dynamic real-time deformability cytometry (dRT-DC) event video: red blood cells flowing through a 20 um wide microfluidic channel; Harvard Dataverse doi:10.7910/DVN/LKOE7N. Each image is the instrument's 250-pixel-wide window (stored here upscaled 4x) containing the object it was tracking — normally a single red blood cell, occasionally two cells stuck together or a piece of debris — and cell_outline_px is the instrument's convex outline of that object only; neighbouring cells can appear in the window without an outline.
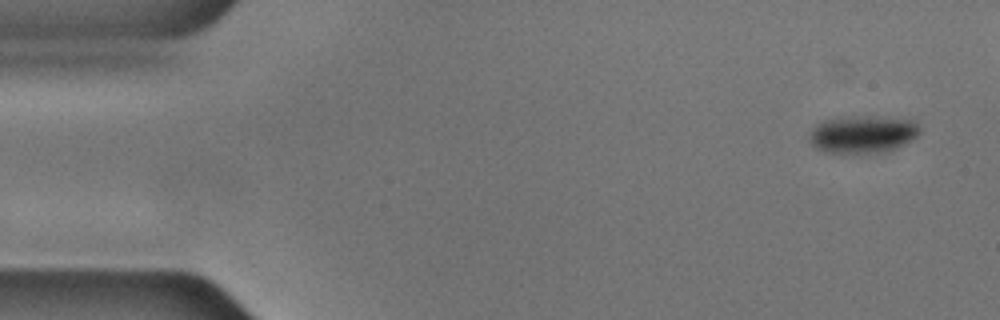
{"species": "common noctule bat (a hibernating species)", "species_latin": "Nyctalus noctula", "temperature_condition": "cold", "stored_images_in_passage": 49, "camera_frame_rate_fps": 3000, "um_per_image_px": 0.085, "animal": {"sex": "male", "body_mass_g": 17.9, "forearm_length_mm": 54.2}, "frame": {"image": 1, "passage_image": 1, "time_ms": 0.0, "image_size_px": [1000, 320], "cell_outline_px": [[920, 132], [912, 140], [896, 148], [884, 152], [824, 152], [816, 148], [808, 140], [808, 136], [812, 128], [816, 124], [824, 120], [872, 116], [916, 120], [920, 124]], "centroid_in_image_um": [73.36, 11.41], "position_along_channel_um": 11.6, "area_um2": 23.93}}
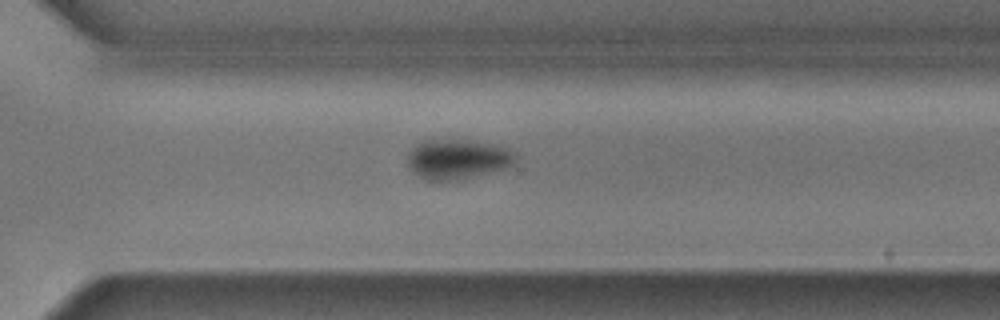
{"frame": {"image": 2, "passage_image": 37, "time_ms": 12.0, "image_size_px": [1000, 320], "cell_outline_px": [[516, 160], [512, 164], [504, 168], [456, 180], [428, 180], [412, 172], [408, 164], [408, 152], [416, 144], [424, 140], [460, 140], [492, 144], [508, 148], [516, 156]], "centroid_in_image_um": [38.85, 13.52], "position_along_channel_um": 331.8, "area_um2": 24.57}}
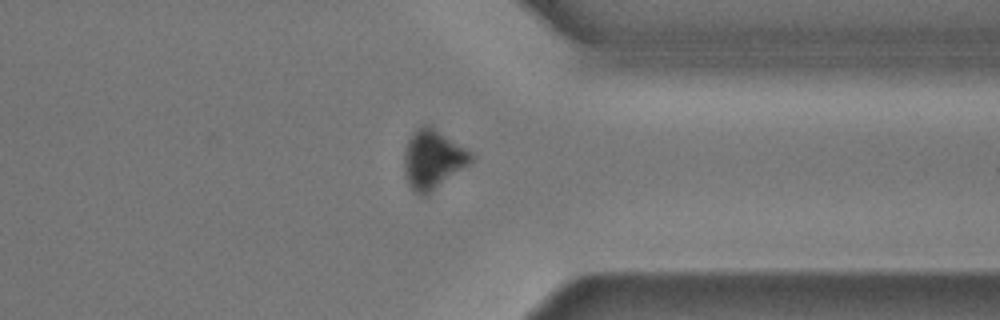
{"frame": {"image": 3, "passage_image": 41, "time_ms": 13.333, "image_size_px": [1000, 320], "cell_outline_px": [[476, 156], [468, 164], [428, 196], [420, 196], [408, 184], [404, 176], [404, 148], [412, 132], [420, 124], [428, 124], [472, 152]], "centroid_in_image_um": [36.76, 13.55], "position_along_channel_um": 374.6, "area_um2": 23.29}, "authors_computed_cell_mechanics": {"area_um2": 26.1256, "velocity_mm_per_s": 3.5663, "shape_relaxation_time_tau1_ms": 3.0467, "shape_relaxation_time_tau2_ms": null, "deformation_change_tau1": 0.091, "deformation_change_tau2": null}}